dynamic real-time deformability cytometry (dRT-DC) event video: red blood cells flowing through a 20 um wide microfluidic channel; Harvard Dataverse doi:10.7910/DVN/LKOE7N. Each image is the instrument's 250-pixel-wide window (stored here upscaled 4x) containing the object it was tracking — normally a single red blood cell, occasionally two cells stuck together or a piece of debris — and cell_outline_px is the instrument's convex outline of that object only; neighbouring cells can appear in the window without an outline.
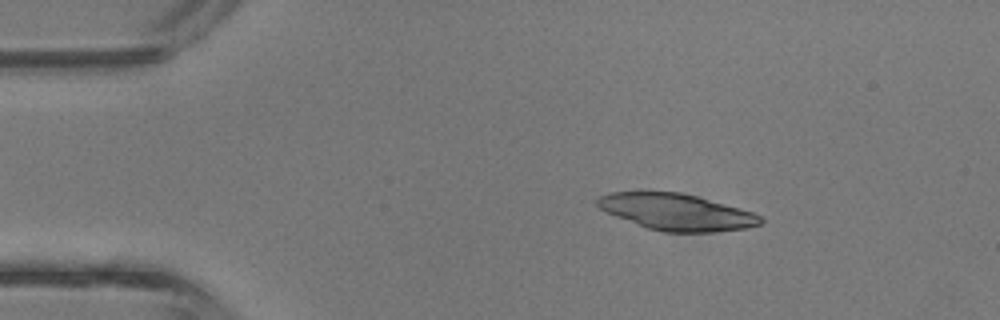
{"species": "common noctule bat (a hibernating species)", "species_latin": "Nyctalus noctula", "temperature_condition": "room temperature", "stored_images_in_passage": 3, "camera_frame_rate_fps": 3000, "um_per_image_px": 0.085, "animal": {"sex": "male", "body_mass_g": 13.3}, "frame": {"image": 1, "passage_image": 2, "time_ms": 0.333, "image_size_px": [1000, 320], "cell_outline_px": [[764, 220], [760, 224], [744, 228], [712, 232], [664, 232], [648, 228], [636, 224], [616, 216], [600, 208], [596, 204], [596, 200], [600, 196], [608, 192], [648, 188], [680, 192], [696, 196], [740, 208], [752, 212], [760, 216]], "centroid_in_image_um": [57.42, 17.96], "position_along_channel_um": 27.6, "area_um2": 35.32}}